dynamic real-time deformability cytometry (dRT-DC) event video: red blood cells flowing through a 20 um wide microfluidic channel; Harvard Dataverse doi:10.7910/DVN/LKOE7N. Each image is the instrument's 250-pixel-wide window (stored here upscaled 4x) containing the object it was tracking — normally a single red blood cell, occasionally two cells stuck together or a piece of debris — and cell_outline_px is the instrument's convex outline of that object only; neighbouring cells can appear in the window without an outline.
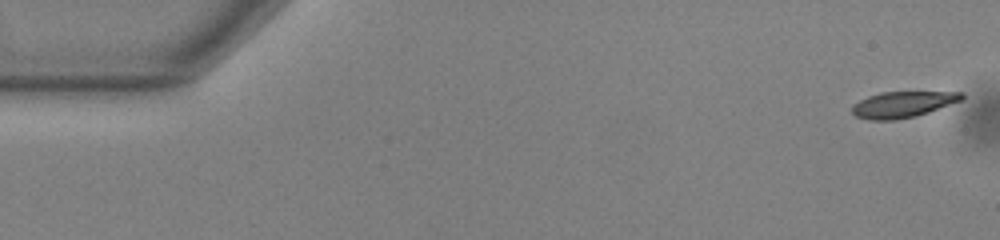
{"species": "common noctule bat (a hibernating species)", "species_latin": "Nyctalus noctula", "temperature_condition": "warm", "stored_images_in_passage": 53, "camera_frame_rate_fps": 3000, "um_per_image_px": 0.085, "animal": {"sex": "male", "body_mass_g": 13.0, "forearm_length_mm": 53.1}, "frame": {"image": 1, "passage_image": 1, "time_ms": 0.0, "image_size_px": [1000, 240], "cell_outline_px": [[964, 100], [916, 116], [892, 120], [868, 120], [856, 116], [852, 112], [852, 104], [868, 96], [880, 92], [964, 92]], "centroid_in_image_um": [76.74, 8.87], "position_along_channel_um": 8.3, "area_um2": 16.7}}
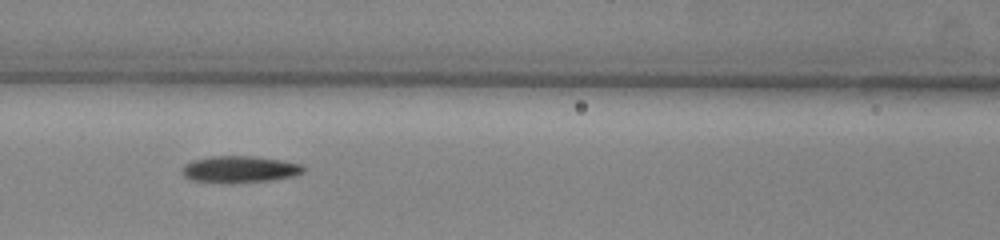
{"frame": {"image": 2, "passage_image": 23, "time_ms": 7.333, "image_size_px": [1000, 240], "cell_outline_px": [[308, 168], [304, 172], [292, 176], [272, 180], [228, 184], [192, 180], [184, 176], [184, 164], [196, 160], [212, 156], [252, 156], [280, 160], [304, 164]], "centroid_in_image_um": [20.44, 14.4], "position_along_channel_um": 146.2, "area_um2": 18.96}}
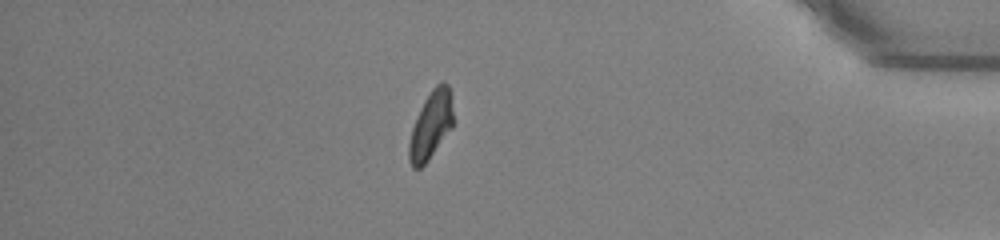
{"frame": {"image": 3, "passage_image": 46, "time_ms": 15.0, "image_size_px": [1000, 240], "cell_outline_px": [[452, 128], [428, 160], [420, 168], [412, 168], [408, 160], [408, 144], [412, 128], [416, 116], [424, 100], [432, 88], [440, 80], [444, 80], [448, 84], [452, 96]], "centroid_in_image_um": [36.62, 10.61], "position_along_channel_um": 398.6, "area_um2": 17.63}}